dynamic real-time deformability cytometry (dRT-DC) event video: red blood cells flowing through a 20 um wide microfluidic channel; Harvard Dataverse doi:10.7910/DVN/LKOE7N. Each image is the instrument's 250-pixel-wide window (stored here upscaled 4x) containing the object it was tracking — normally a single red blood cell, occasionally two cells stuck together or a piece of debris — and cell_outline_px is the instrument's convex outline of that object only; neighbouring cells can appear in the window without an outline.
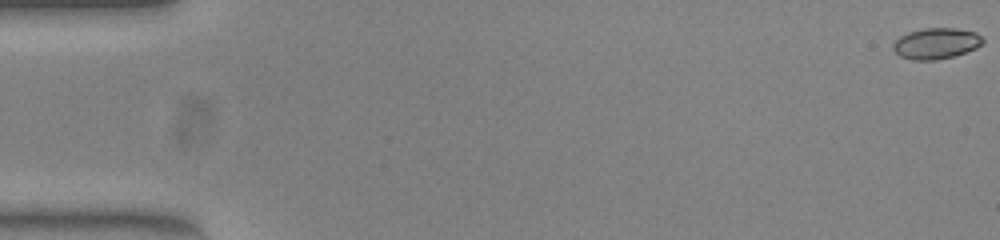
{"species": "common noctule bat (a hibernating species)", "species_latin": "Nyctalus noctula", "temperature_condition": "warm", "stored_images_in_passage": 54, "camera_frame_rate_fps": 3000, "um_per_image_px": 0.085, "animal": {"sex": "female", "body_mass_g": 23.0, "forearm_length_mm": 53.4}, "frame": {"image": 1, "passage_image": 1, "time_ms": 0.0, "image_size_px": [1000, 240], "cell_outline_px": [[984, 44], [976, 48], [952, 56], [936, 60], [912, 60], [900, 56], [892, 48], [892, 44], [900, 36], [908, 32], [924, 28], [956, 28], [976, 32], [984, 40]], "centroid_in_image_um": [79.57, 3.68], "position_along_channel_um": 5.4, "area_um2": 16.18}}
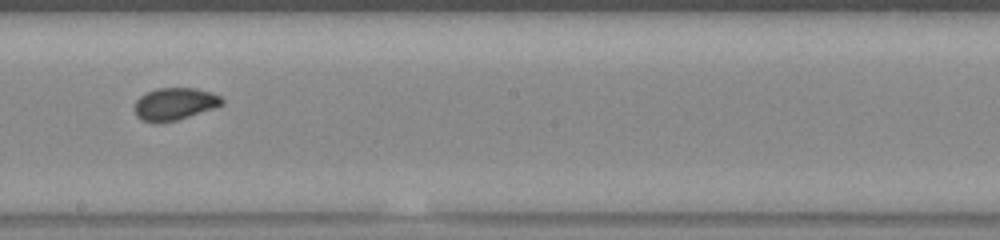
{"frame": {"image": 2, "passage_image": 31, "time_ms": 10.0, "image_size_px": [1000, 240], "cell_outline_px": [[224, 104], [176, 120], [160, 124], [152, 124], [140, 120], [136, 116], [136, 100], [140, 96], [156, 88], [196, 88], [212, 92], [220, 96], [224, 100]], "centroid_in_image_um": [14.82, 8.85], "position_along_channel_um": 233.4, "area_um2": 16.53}}
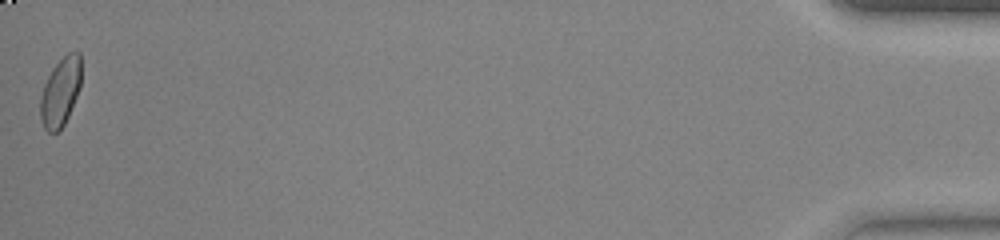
{"frame": {"image": 3, "passage_image": 54, "time_ms": 17.667, "image_size_px": [1000, 240], "cell_outline_px": [[80, 88], [68, 116], [64, 124], [56, 132], [48, 132], [44, 128], [40, 120], [40, 96], [44, 84], [52, 68], [68, 52], [80, 52]], "centroid_in_image_um": [5.12, 7.82], "position_along_channel_um": 430.1, "area_um2": 16.24}, "authors_computed_cell_mechanics": {"area_um2": 16.3863, "velocity_mm_per_s": 3.8648, "shape_relaxation_time_tau1_ms": 6.865, "shape_relaxation_time_tau2_ms": 0.6833, "deformation_change_tau1": 0.1536, "deformation_change_tau2": 0.0398}}